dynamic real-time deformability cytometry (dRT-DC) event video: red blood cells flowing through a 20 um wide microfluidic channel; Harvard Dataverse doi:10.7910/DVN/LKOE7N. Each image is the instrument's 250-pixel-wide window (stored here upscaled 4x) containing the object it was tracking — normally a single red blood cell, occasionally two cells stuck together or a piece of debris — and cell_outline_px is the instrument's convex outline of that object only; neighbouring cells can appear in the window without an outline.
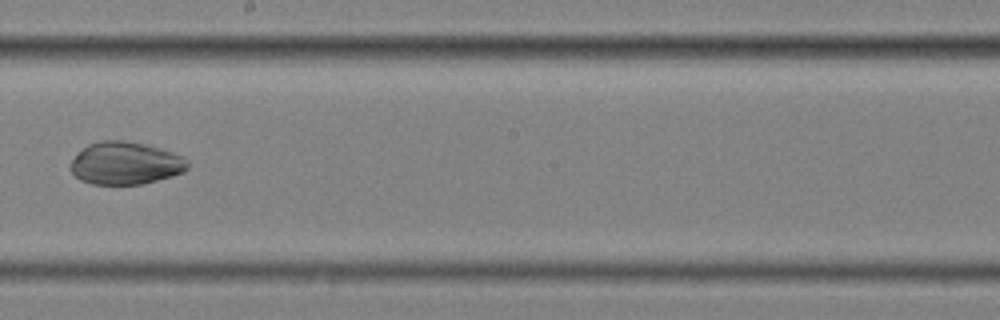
{"species": "common noctule bat (a hibernating species)", "species_latin": "Nyctalus noctula", "temperature_condition": "cold", "stored_images_in_passage": 10, "camera_frame_rate_fps": 3000, "um_per_image_px": 0.085, "animal": {"sex": "female", "body_mass_g": 25.1}, "frame": {"image": 1, "passage_image": 9, "time_ms": 2.667, "image_size_px": [1000, 320], "cell_outline_px": [[188, 168], [184, 172], [172, 176], [140, 184], [92, 184], [80, 180], [68, 168], [68, 164], [88, 144], [100, 140], [120, 140], [140, 144], [172, 152], [184, 156], [188, 160]], "centroid_in_image_um": [10.64, 13.88], "position_along_channel_um": 237.6, "area_um2": 28.84}}
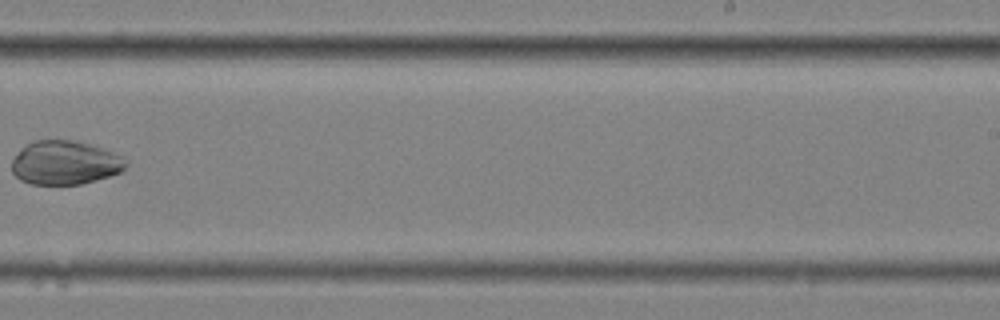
{"frame": {"image": 2, "passage_image": 10, "time_ms": 3.0, "image_size_px": [1000, 320], "cell_outline_px": [[128, 164], [120, 172], [96, 180], [80, 184], [32, 184], [20, 180], [12, 172], [12, 160], [20, 148], [36, 140], [72, 140], [88, 144], [112, 152], [128, 160]], "centroid_in_image_um": [5.5, 13.83], "position_along_channel_um": 283.5, "area_um2": 28.96}}